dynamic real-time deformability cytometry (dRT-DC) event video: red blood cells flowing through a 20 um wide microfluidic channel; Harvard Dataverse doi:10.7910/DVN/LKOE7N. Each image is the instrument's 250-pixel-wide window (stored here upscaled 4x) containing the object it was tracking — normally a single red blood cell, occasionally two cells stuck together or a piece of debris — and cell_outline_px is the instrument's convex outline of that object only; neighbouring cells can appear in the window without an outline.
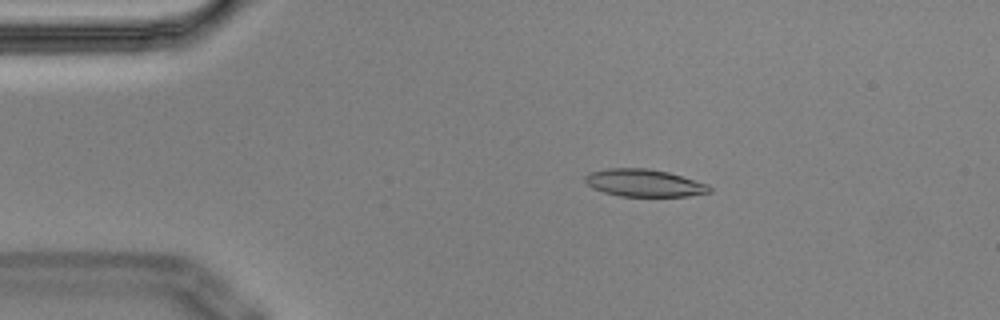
{"species": "Egyptian fruit bat (a non-hibernating species)", "species_latin": "Rousettus aegyptiacus", "temperature_condition": "cold", "stored_images_in_passage": 3, "camera_frame_rate_fps": 3000, "um_per_image_px": 0.085, "animal": {"sex": "male"}, "frame": {"image": 1, "passage_image": 2, "time_ms": 0.333, "image_size_px": [1000, 320], "cell_outline_px": [[712, 192], [688, 196], [620, 196], [604, 192], [592, 188], [584, 180], [584, 176], [588, 172], [608, 168], [648, 168], [668, 172], [708, 184], [712, 188]], "centroid_in_image_um": [54.74, 15.55], "position_along_channel_um": 30.3, "area_um2": 19.94}}